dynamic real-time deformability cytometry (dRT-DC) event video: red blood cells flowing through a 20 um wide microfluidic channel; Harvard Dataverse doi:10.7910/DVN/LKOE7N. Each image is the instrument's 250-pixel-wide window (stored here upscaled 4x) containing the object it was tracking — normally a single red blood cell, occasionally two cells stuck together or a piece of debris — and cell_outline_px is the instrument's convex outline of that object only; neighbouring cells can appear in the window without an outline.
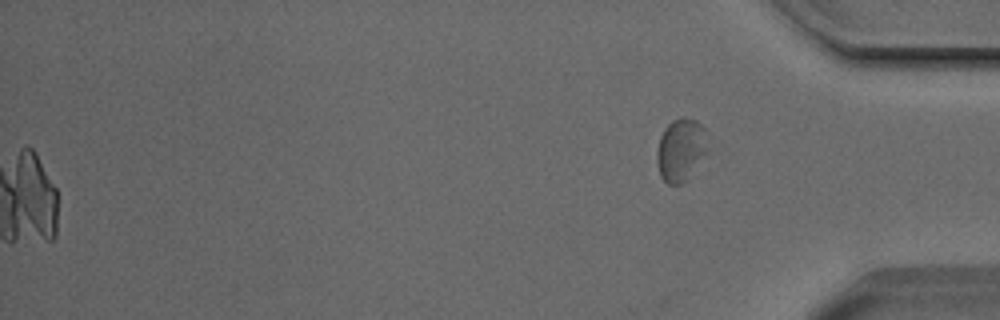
{"species": "Egyptian fruit bat (a non-hibernating species)", "species_latin": "Rousettus aegyptiacus", "temperature_condition": "cold", "stored_images_in_passage": 39, "camera_frame_rate_fps": 3000, "um_per_image_px": 0.085, "animal": {"sex": "male"}, "frame": {"image": 1, "passage_image": 39, "time_ms": 12.667, "image_size_px": [1000, 320], "cell_outline_px": [[708, 152], [688, 180], [680, 184], [668, 184], [660, 176], [656, 160], [656, 148], [660, 136], [664, 128], [672, 120], [696, 120], [708, 132]], "centroid_in_image_um": [57.89, 12.77], "position_along_channel_um": 377.3, "area_um2": 18.9}}